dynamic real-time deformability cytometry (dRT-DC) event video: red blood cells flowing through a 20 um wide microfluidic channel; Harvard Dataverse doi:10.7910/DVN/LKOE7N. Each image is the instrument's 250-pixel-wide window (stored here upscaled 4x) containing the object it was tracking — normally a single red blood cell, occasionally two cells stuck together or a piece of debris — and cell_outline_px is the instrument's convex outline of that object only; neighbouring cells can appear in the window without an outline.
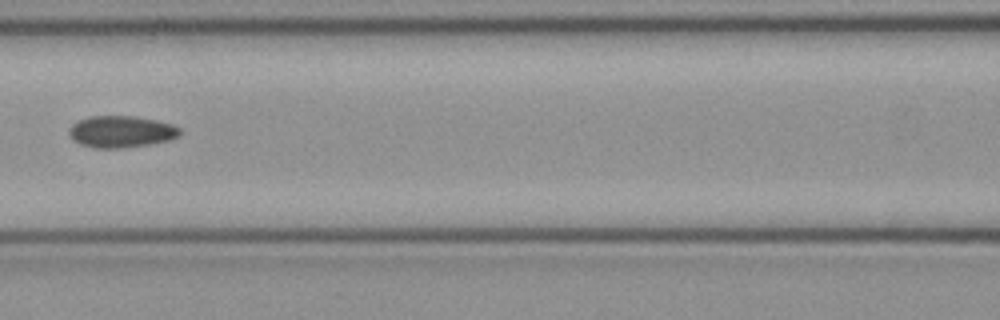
{"species": "common noctule bat (a hibernating species)", "species_latin": "Nyctalus noctula", "temperature_condition": "cold", "stored_images_in_passage": 6, "camera_frame_rate_fps": 3000, "um_per_image_px": 0.085, "animal": {"sex": "female", "body_mass_g": 21.9}, "frame": {"image": 1, "passage_image": 6, "time_ms": 1.667, "image_size_px": [1000, 320], "cell_outline_px": [[180, 136], [168, 140], [148, 144], [120, 148], [96, 148], [80, 144], [72, 140], [68, 132], [68, 128], [72, 124], [88, 116], [136, 116], [156, 120], [172, 124], [180, 128]], "centroid_in_image_um": [10.27, 11.18], "position_along_channel_um": 156.3, "area_um2": 20.52}}